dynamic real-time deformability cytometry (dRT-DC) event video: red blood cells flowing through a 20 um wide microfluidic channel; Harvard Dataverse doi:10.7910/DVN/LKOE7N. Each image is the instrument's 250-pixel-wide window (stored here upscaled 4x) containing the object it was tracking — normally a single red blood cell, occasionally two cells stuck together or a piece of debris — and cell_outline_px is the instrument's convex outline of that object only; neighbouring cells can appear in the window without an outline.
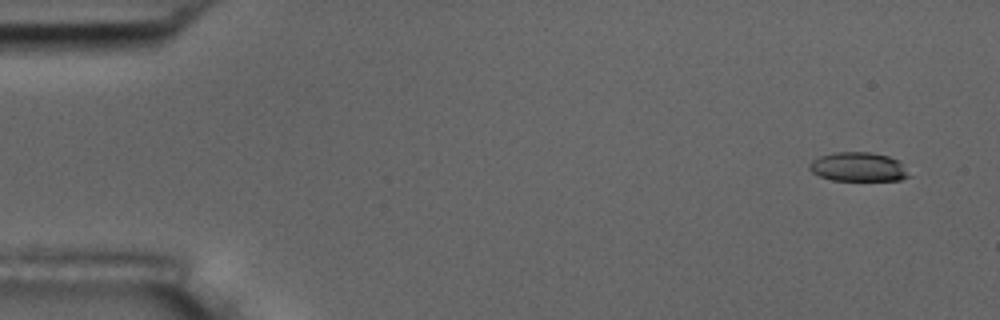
{"species": "common noctule bat (a hibernating species)", "species_latin": "Nyctalus noctula", "temperature_condition": "room temperature", "stored_images_in_passage": 4, "camera_frame_rate_fps": 3000, "um_per_image_px": 0.085, "animal": {"sex": "male", "body_mass_g": 17.5, "forearm_length_mm": 52.3}, "frame": {"image": 1, "passage_image": 1, "time_ms": 0.0, "image_size_px": [1000, 320], "cell_outline_px": [[912, 176], [900, 180], [832, 180], [820, 176], [812, 172], [808, 168], [808, 164], [812, 160], [820, 156], [836, 152], [872, 152], [888, 156], [900, 160]], "centroid_in_image_um": [72.99, 14.18], "position_along_channel_um": 12.0, "area_um2": 17.05}}
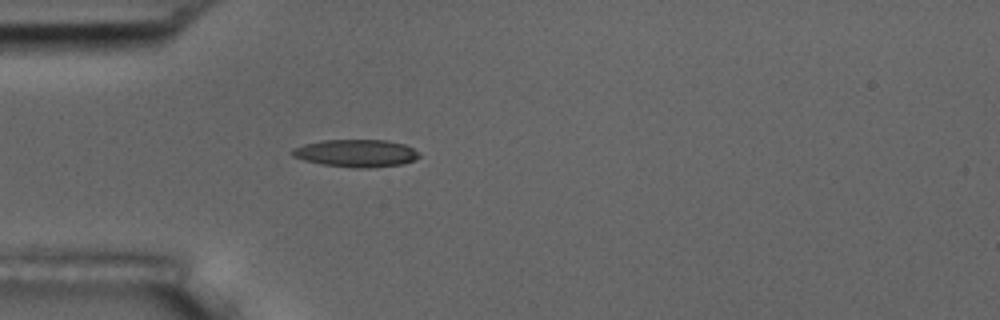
{"frame": {"image": 2, "passage_image": 4, "time_ms": 4.333, "image_size_px": [1000, 320], "cell_outline_px": [[420, 156], [416, 160], [404, 164], [372, 168], [352, 168], [324, 164], [304, 160], [292, 156], [292, 148], [304, 144], [324, 140], [388, 140], [404, 144], [420, 152]], "centroid_in_image_um": [30.32, 13.03], "position_along_channel_um": 54.7, "area_um2": 20.52}}